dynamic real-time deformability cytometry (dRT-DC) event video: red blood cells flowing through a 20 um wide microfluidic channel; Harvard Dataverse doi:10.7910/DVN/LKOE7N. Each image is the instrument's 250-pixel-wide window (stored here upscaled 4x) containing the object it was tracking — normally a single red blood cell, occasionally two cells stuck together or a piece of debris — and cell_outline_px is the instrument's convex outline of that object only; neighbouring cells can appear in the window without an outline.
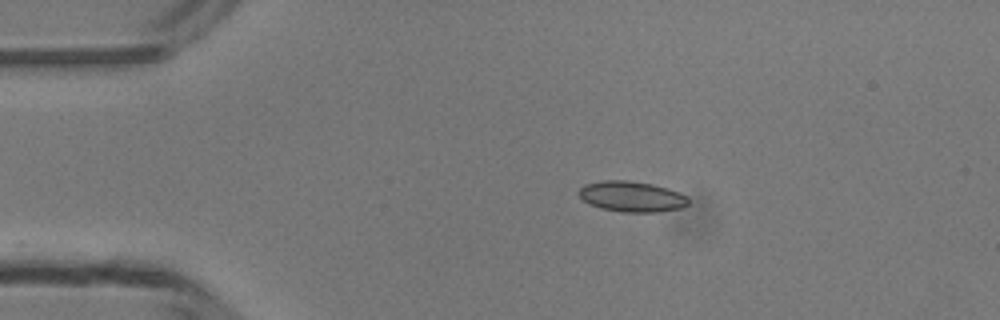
{"species": "common noctule bat (a hibernating species)", "species_latin": "Nyctalus noctula", "temperature_condition": "room temperature", "stored_images_in_passage": 24, "camera_frame_rate_fps": 3000, "um_per_image_px": 0.085, "animal": {"sex": "male", "body_mass_g": 13.3}, "frame": {"image": 1, "passage_image": 1, "time_ms": 0.0, "image_size_px": [1000, 320], "cell_outline_px": [[688, 204], [680, 208], [656, 212], [624, 212], [600, 208], [584, 200], [580, 196], [580, 188], [584, 184], [600, 180], [628, 180], [652, 184], [668, 188], [680, 192], [688, 196]], "centroid_in_image_um": [53.72, 16.69], "position_along_channel_um": 31.3, "area_um2": 19.48}}
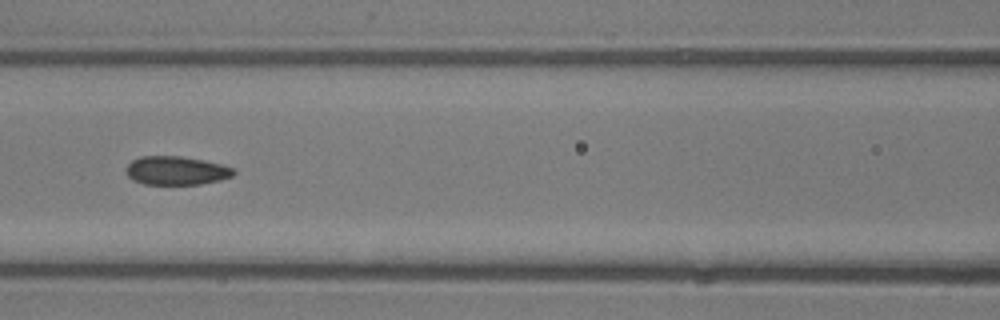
{"frame": {"image": 2, "passage_image": 13, "time_ms": 4.0, "image_size_px": [1000, 320], "cell_outline_px": [[236, 172], [232, 176], [220, 180], [200, 184], [144, 184], [128, 176], [128, 164], [132, 160], [140, 156], [180, 156], [204, 160], [220, 164], [232, 168]], "centroid_in_image_um": [15.01, 14.49], "position_along_channel_um": 151.6, "area_um2": 17.69}}
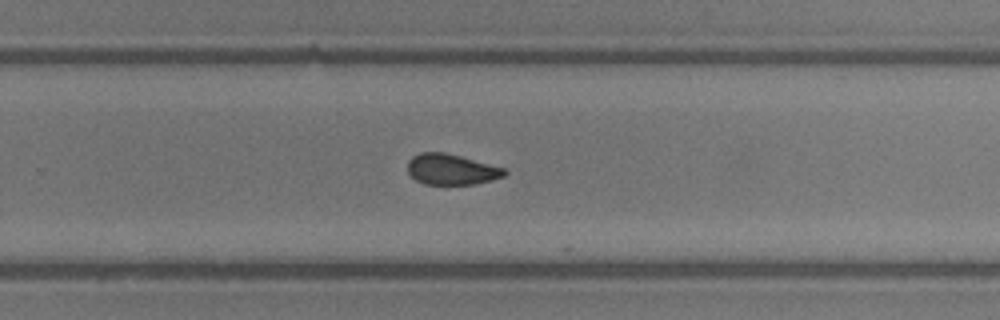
{"frame": {"image": 3, "passage_image": 23, "time_ms": 7.333, "image_size_px": [1000, 320], "cell_outline_px": [[508, 172], [504, 176], [492, 180], [476, 184], [424, 184], [416, 180], [408, 172], [408, 160], [412, 156], [420, 152], [444, 152], [460, 156], [504, 168]], "centroid_in_image_um": [38.36, 14.4], "position_along_channel_um": 291.4, "area_um2": 17.28}}